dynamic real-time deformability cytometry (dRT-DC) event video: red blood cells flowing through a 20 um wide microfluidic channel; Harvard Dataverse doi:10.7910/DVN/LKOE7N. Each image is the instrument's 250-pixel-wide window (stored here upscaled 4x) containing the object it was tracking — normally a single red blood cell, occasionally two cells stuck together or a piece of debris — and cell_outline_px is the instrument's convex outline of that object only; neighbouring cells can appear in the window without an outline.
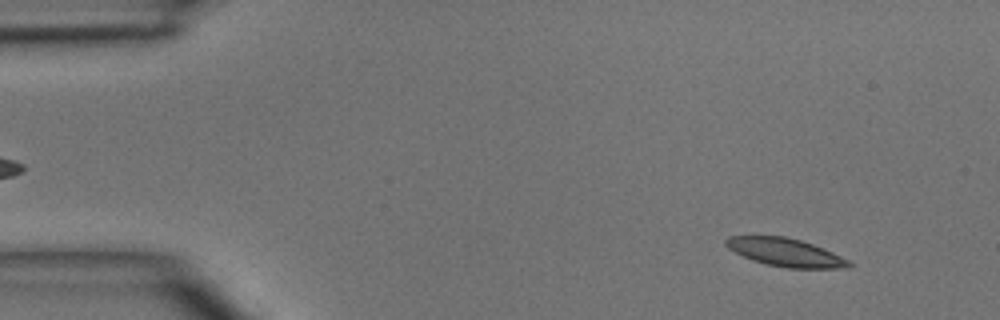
{"species": "common noctule bat (a hibernating species)", "species_latin": "Nyctalus noctula", "temperature_condition": "room temperature", "stored_images_in_passage": 4, "camera_frame_rate_fps": 3000, "um_per_image_px": 0.085, "animal": {"sex": "male", "body_mass_g": 15.6}, "frame": {"image": 1, "passage_image": 1, "time_ms": 0.0, "image_size_px": [1000, 320], "cell_outline_px": [[852, 268], [788, 268], [764, 264], [752, 260], [728, 248], [724, 244], [724, 240], [728, 236], [784, 236], [800, 240], [812, 244], [832, 252], [848, 260], [852, 264]], "centroid_in_image_um": [66.75, 21.45], "position_along_channel_um": 18.3, "area_um2": 20.06}}
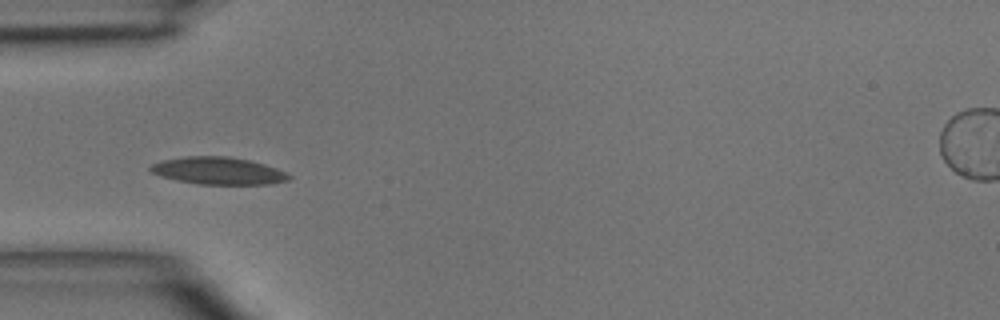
{"frame": {"image": 2, "passage_image": 4, "time_ms": 3.333, "image_size_px": [1000, 320], "cell_outline_px": [[292, 176], [288, 180], [268, 184], [200, 184], [176, 180], [160, 176], [152, 172], [148, 168], [152, 164], [160, 160], [184, 156], [228, 156], [248, 160], [264, 164], [288, 172]], "centroid_in_image_um": [18.54, 14.51], "position_along_channel_um": 66.5, "area_um2": 22.08}}